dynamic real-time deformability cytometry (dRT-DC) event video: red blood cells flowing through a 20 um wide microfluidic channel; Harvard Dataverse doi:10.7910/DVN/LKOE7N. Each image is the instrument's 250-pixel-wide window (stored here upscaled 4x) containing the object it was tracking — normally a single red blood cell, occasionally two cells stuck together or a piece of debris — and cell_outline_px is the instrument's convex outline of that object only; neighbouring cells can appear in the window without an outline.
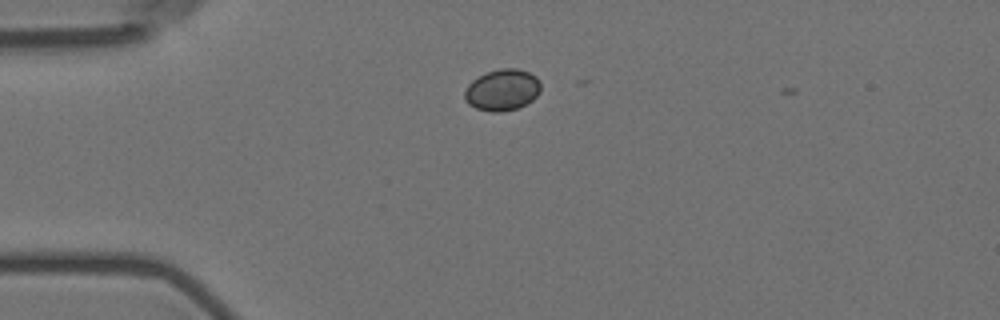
{"species": "Egyptian fruit bat (a non-hibernating species)", "species_latin": "Rousettus aegyptiacus", "temperature_condition": "room temperature", "stored_images_in_passage": 2, "camera_frame_rate_fps": 3000, "um_per_image_px": 0.085, "animal": {"sex": "female"}, "frame": {"image": 1, "passage_image": 1, "time_ms": 0.0, "image_size_px": [1000, 320], "cell_outline_px": [[540, 92], [532, 100], [516, 108], [500, 112], [492, 112], [476, 108], [468, 104], [464, 100], [464, 92], [468, 84], [472, 80], [488, 72], [500, 68], [516, 68], [528, 72], [536, 76], [540, 80]], "centroid_in_image_um": [42.68, 7.64], "position_along_channel_um": 42.3, "area_um2": 18.32}}